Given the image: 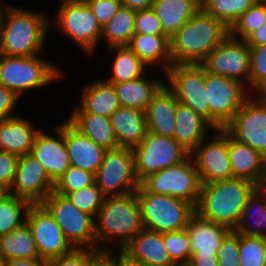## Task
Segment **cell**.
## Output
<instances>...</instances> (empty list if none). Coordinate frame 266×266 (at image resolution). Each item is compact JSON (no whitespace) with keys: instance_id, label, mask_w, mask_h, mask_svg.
Listing matches in <instances>:
<instances>
[{"instance_id":"cell-1","label":"cell","mask_w":266,"mask_h":266,"mask_svg":"<svg viewBox=\"0 0 266 266\" xmlns=\"http://www.w3.org/2000/svg\"><path fill=\"white\" fill-rule=\"evenodd\" d=\"M49 30L50 18L44 12L6 3L0 16V54L40 55Z\"/></svg>"},{"instance_id":"cell-2","label":"cell","mask_w":266,"mask_h":266,"mask_svg":"<svg viewBox=\"0 0 266 266\" xmlns=\"http://www.w3.org/2000/svg\"><path fill=\"white\" fill-rule=\"evenodd\" d=\"M143 229L136 191L122 196H106L95 217L97 249L111 251L118 247L122 250Z\"/></svg>"},{"instance_id":"cell-3","label":"cell","mask_w":266,"mask_h":266,"mask_svg":"<svg viewBox=\"0 0 266 266\" xmlns=\"http://www.w3.org/2000/svg\"><path fill=\"white\" fill-rule=\"evenodd\" d=\"M229 35V28L200 8L170 37L173 64H200Z\"/></svg>"},{"instance_id":"cell-4","label":"cell","mask_w":266,"mask_h":266,"mask_svg":"<svg viewBox=\"0 0 266 266\" xmlns=\"http://www.w3.org/2000/svg\"><path fill=\"white\" fill-rule=\"evenodd\" d=\"M256 184L242 178L201 184L195 212L202 218L234 230Z\"/></svg>"},{"instance_id":"cell-5","label":"cell","mask_w":266,"mask_h":266,"mask_svg":"<svg viewBox=\"0 0 266 266\" xmlns=\"http://www.w3.org/2000/svg\"><path fill=\"white\" fill-rule=\"evenodd\" d=\"M59 67L39 55L19 57L0 54V85L21 98L30 90L44 89L64 77V71Z\"/></svg>"},{"instance_id":"cell-6","label":"cell","mask_w":266,"mask_h":266,"mask_svg":"<svg viewBox=\"0 0 266 266\" xmlns=\"http://www.w3.org/2000/svg\"><path fill=\"white\" fill-rule=\"evenodd\" d=\"M50 21V26H56L60 34L71 39L85 54H96L102 27L85 0H61Z\"/></svg>"},{"instance_id":"cell-7","label":"cell","mask_w":266,"mask_h":266,"mask_svg":"<svg viewBox=\"0 0 266 266\" xmlns=\"http://www.w3.org/2000/svg\"><path fill=\"white\" fill-rule=\"evenodd\" d=\"M144 228L156 232H171L187 227L195 207L187 201L169 195L148 192L141 184L136 190Z\"/></svg>"},{"instance_id":"cell-8","label":"cell","mask_w":266,"mask_h":266,"mask_svg":"<svg viewBox=\"0 0 266 266\" xmlns=\"http://www.w3.org/2000/svg\"><path fill=\"white\" fill-rule=\"evenodd\" d=\"M140 184L150 193L169 195L197 206L201 180L191 155L184 161L149 174Z\"/></svg>"},{"instance_id":"cell-9","label":"cell","mask_w":266,"mask_h":266,"mask_svg":"<svg viewBox=\"0 0 266 266\" xmlns=\"http://www.w3.org/2000/svg\"><path fill=\"white\" fill-rule=\"evenodd\" d=\"M41 204L54 217L74 248L97 249L94 216L82 212L67 196L54 191Z\"/></svg>"},{"instance_id":"cell-10","label":"cell","mask_w":266,"mask_h":266,"mask_svg":"<svg viewBox=\"0 0 266 266\" xmlns=\"http://www.w3.org/2000/svg\"><path fill=\"white\" fill-rule=\"evenodd\" d=\"M205 90L210 104V125L223 129L252 95L240 81L205 71Z\"/></svg>"},{"instance_id":"cell-11","label":"cell","mask_w":266,"mask_h":266,"mask_svg":"<svg viewBox=\"0 0 266 266\" xmlns=\"http://www.w3.org/2000/svg\"><path fill=\"white\" fill-rule=\"evenodd\" d=\"M165 85L176 100L210 124V104L205 90V69L200 64H172L165 72Z\"/></svg>"},{"instance_id":"cell-12","label":"cell","mask_w":266,"mask_h":266,"mask_svg":"<svg viewBox=\"0 0 266 266\" xmlns=\"http://www.w3.org/2000/svg\"><path fill=\"white\" fill-rule=\"evenodd\" d=\"M132 150L135 174L139 182L151 173L186 160L191 154L174 138L149 131Z\"/></svg>"},{"instance_id":"cell-13","label":"cell","mask_w":266,"mask_h":266,"mask_svg":"<svg viewBox=\"0 0 266 266\" xmlns=\"http://www.w3.org/2000/svg\"><path fill=\"white\" fill-rule=\"evenodd\" d=\"M95 183L105 196H122L136 191L140 182L135 174L133 150L126 147L106 150L95 174Z\"/></svg>"},{"instance_id":"cell-14","label":"cell","mask_w":266,"mask_h":266,"mask_svg":"<svg viewBox=\"0 0 266 266\" xmlns=\"http://www.w3.org/2000/svg\"><path fill=\"white\" fill-rule=\"evenodd\" d=\"M223 129L266 158V94H252Z\"/></svg>"},{"instance_id":"cell-15","label":"cell","mask_w":266,"mask_h":266,"mask_svg":"<svg viewBox=\"0 0 266 266\" xmlns=\"http://www.w3.org/2000/svg\"><path fill=\"white\" fill-rule=\"evenodd\" d=\"M190 155L196 164L201 184L233 178L228 154V133L224 129H214L212 135L203 139Z\"/></svg>"},{"instance_id":"cell-16","label":"cell","mask_w":266,"mask_h":266,"mask_svg":"<svg viewBox=\"0 0 266 266\" xmlns=\"http://www.w3.org/2000/svg\"><path fill=\"white\" fill-rule=\"evenodd\" d=\"M250 46L230 35L200 63L205 71L236 79L249 89Z\"/></svg>"},{"instance_id":"cell-17","label":"cell","mask_w":266,"mask_h":266,"mask_svg":"<svg viewBox=\"0 0 266 266\" xmlns=\"http://www.w3.org/2000/svg\"><path fill=\"white\" fill-rule=\"evenodd\" d=\"M40 259L45 262L70 252L74 247L66 239L54 217L41 204H31L26 214Z\"/></svg>"},{"instance_id":"cell-18","label":"cell","mask_w":266,"mask_h":266,"mask_svg":"<svg viewBox=\"0 0 266 266\" xmlns=\"http://www.w3.org/2000/svg\"><path fill=\"white\" fill-rule=\"evenodd\" d=\"M50 127V134L42 129L37 133L30 154L43 165L55 182L71 165L65 144V119Z\"/></svg>"},{"instance_id":"cell-19","label":"cell","mask_w":266,"mask_h":266,"mask_svg":"<svg viewBox=\"0 0 266 266\" xmlns=\"http://www.w3.org/2000/svg\"><path fill=\"white\" fill-rule=\"evenodd\" d=\"M54 189V182L43 165L31 154L19 156L14 180L8 192L27 199L31 204L41 203Z\"/></svg>"},{"instance_id":"cell-20","label":"cell","mask_w":266,"mask_h":266,"mask_svg":"<svg viewBox=\"0 0 266 266\" xmlns=\"http://www.w3.org/2000/svg\"><path fill=\"white\" fill-rule=\"evenodd\" d=\"M131 259L146 266H177L165 248L163 233L141 230L122 249Z\"/></svg>"},{"instance_id":"cell-21","label":"cell","mask_w":266,"mask_h":266,"mask_svg":"<svg viewBox=\"0 0 266 266\" xmlns=\"http://www.w3.org/2000/svg\"><path fill=\"white\" fill-rule=\"evenodd\" d=\"M65 144L67 146L70 165L89 171L94 175L100 167L106 149L81 134L65 119Z\"/></svg>"},{"instance_id":"cell-22","label":"cell","mask_w":266,"mask_h":266,"mask_svg":"<svg viewBox=\"0 0 266 266\" xmlns=\"http://www.w3.org/2000/svg\"><path fill=\"white\" fill-rule=\"evenodd\" d=\"M21 115L0 121V150L18 156L30 154L37 133L43 127Z\"/></svg>"},{"instance_id":"cell-23","label":"cell","mask_w":266,"mask_h":266,"mask_svg":"<svg viewBox=\"0 0 266 266\" xmlns=\"http://www.w3.org/2000/svg\"><path fill=\"white\" fill-rule=\"evenodd\" d=\"M176 108V97L164 84L153 96L145 111L148 131L173 138Z\"/></svg>"},{"instance_id":"cell-24","label":"cell","mask_w":266,"mask_h":266,"mask_svg":"<svg viewBox=\"0 0 266 266\" xmlns=\"http://www.w3.org/2000/svg\"><path fill=\"white\" fill-rule=\"evenodd\" d=\"M66 120L81 134L104 149L109 150L119 147L109 117L87 113L77 104L71 110L69 116L66 117Z\"/></svg>"},{"instance_id":"cell-25","label":"cell","mask_w":266,"mask_h":266,"mask_svg":"<svg viewBox=\"0 0 266 266\" xmlns=\"http://www.w3.org/2000/svg\"><path fill=\"white\" fill-rule=\"evenodd\" d=\"M228 154L233 178L258 184L266 176V158L250 146L238 142L228 134Z\"/></svg>"},{"instance_id":"cell-26","label":"cell","mask_w":266,"mask_h":266,"mask_svg":"<svg viewBox=\"0 0 266 266\" xmlns=\"http://www.w3.org/2000/svg\"><path fill=\"white\" fill-rule=\"evenodd\" d=\"M186 230L192 255H217L223 238L230 231L227 226L202 218L196 212L190 217Z\"/></svg>"},{"instance_id":"cell-27","label":"cell","mask_w":266,"mask_h":266,"mask_svg":"<svg viewBox=\"0 0 266 266\" xmlns=\"http://www.w3.org/2000/svg\"><path fill=\"white\" fill-rule=\"evenodd\" d=\"M127 47L151 69L160 68L158 70H162V74L173 64L170 54V37L168 35L134 33Z\"/></svg>"},{"instance_id":"cell-28","label":"cell","mask_w":266,"mask_h":266,"mask_svg":"<svg viewBox=\"0 0 266 266\" xmlns=\"http://www.w3.org/2000/svg\"><path fill=\"white\" fill-rule=\"evenodd\" d=\"M110 119L119 147L133 149L148 132L146 114L140 109L120 106Z\"/></svg>"},{"instance_id":"cell-29","label":"cell","mask_w":266,"mask_h":266,"mask_svg":"<svg viewBox=\"0 0 266 266\" xmlns=\"http://www.w3.org/2000/svg\"><path fill=\"white\" fill-rule=\"evenodd\" d=\"M173 138L190 153L214 128L188 106L177 101Z\"/></svg>"},{"instance_id":"cell-30","label":"cell","mask_w":266,"mask_h":266,"mask_svg":"<svg viewBox=\"0 0 266 266\" xmlns=\"http://www.w3.org/2000/svg\"><path fill=\"white\" fill-rule=\"evenodd\" d=\"M80 104L85 112L109 117L120 107L119 99L112 83L97 79L81 90Z\"/></svg>"},{"instance_id":"cell-31","label":"cell","mask_w":266,"mask_h":266,"mask_svg":"<svg viewBox=\"0 0 266 266\" xmlns=\"http://www.w3.org/2000/svg\"><path fill=\"white\" fill-rule=\"evenodd\" d=\"M144 76L127 82L112 83L119 99L120 106L131 107L146 111L149 102L165 81L157 78L152 79ZM147 77V78H146Z\"/></svg>"},{"instance_id":"cell-32","label":"cell","mask_w":266,"mask_h":266,"mask_svg":"<svg viewBox=\"0 0 266 266\" xmlns=\"http://www.w3.org/2000/svg\"><path fill=\"white\" fill-rule=\"evenodd\" d=\"M153 10L171 37L201 8L200 0H155Z\"/></svg>"},{"instance_id":"cell-33","label":"cell","mask_w":266,"mask_h":266,"mask_svg":"<svg viewBox=\"0 0 266 266\" xmlns=\"http://www.w3.org/2000/svg\"><path fill=\"white\" fill-rule=\"evenodd\" d=\"M109 53L114 52L111 63V74L105 80L109 83H121L132 81L144 76L149 70L154 73L146 63H144L127 46L107 48Z\"/></svg>"},{"instance_id":"cell-34","label":"cell","mask_w":266,"mask_h":266,"mask_svg":"<svg viewBox=\"0 0 266 266\" xmlns=\"http://www.w3.org/2000/svg\"><path fill=\"white\" fill-rule=\"evenodd\" d=\"M0 254L6 261L40 259L35 240L26 222L15 230L0 235Z\"/></svg>"},{"instance_id":"cell-35","label":"cell","mask_w":266,"mask_h":266,"mask_svg":"<svg viewBox=\"0 0 266 266\" xmlns=\"http://www.w3.org/2000/svg\"><path fill=\"white\" fill-rule=\"evenodd\" d=\"M136 10L121 6L115 15L102 27L100 42L106 48L127 46L134 32Z\"/></svg>"},{"instance_id":"cell-36","label":"cell","mask_w":266,"mask_h":266,"mask_svg":"<svg viewBox=\"0 0 266 266\" xmlns=\"http://www.w3.org/2000/svg\"><path fill=\"white\" fill-rule=\"evenodd\" d=\"M234 231L243 235L266 238V206L256 191L248 198Z\"/></svg>"},{"instance_id":"cell-37","label":"cell","mask_w":266,"mask_h":266,"mask_svg":"<svg viewBox=\"0 0 266 266\" xmlns=\"http://www.w3.org/2000/svg\"><path fill=\"white\" fill-rule=\"evenodd\" d=\"M30 205L27 199L7 192L0 199V235L7 234L25 223Z\"/></svg>"},{"instance_id":"cell-38","label":"cell","mask_w":266,"mask_h":266,"mask_svg":"<svg viewBox=\"0 0 266 266\" xmlns=\"http://www.w3.org/2000/svg\"><path fill=\"white\" fill-rule=\"evenodd\" d=\"M258 0H200L201 8L228 28Z\"/></svg>"},{"instance_id":"cell-39","label":"cell","mask_w":266,"mask_h":266,"mask_svg":"<svg viewBox=\"0 0 266 266\" xmlns=\"http://www.w3.org/2000/svg\"><path fill=\"white\" fill-rule=\"evenodd\" d=\"M264 23H266V3L258 0L233 23L229 28V35L237 40H245Z\"/></svg>"},{"instance_id":"cell-40","label":"cell","mask_w":266,"mask_h":266,"mask_svg":"<svg viewBox=\"0 0 266 266\" xmlns=\"http://www.w3.org/2000/svg\"><path fill=\"white\" fill-rule=\"evenodd\" d=\"M240 266H265L266 238L239 234Z\"/></svg>"},{"instance_id":"cell-41","label":"cell","mask_w":266,"mask_h":266,"mask_svg":"<svg viewBox=\"0 0 266 266\" xmlns=\"http://www.w3.org/2000/svg\"><path fill=\"white\" fill-rule=\"evenodd\" d=\"M165 248L171 260L177 266H187L191 258V242L185 229L179 231L163 232Z\"/></svg>"},{"instance_id":"cell-42","label":"cell","mask_w":266,"mask_h":266,"mask_svg":"<svg viewBox=\"0 0 266 266\" xmlns=\"http://www.w3.org/2000/svg\"><path fill=\"white\" fill-rule=\"evenodd\" d=\"M95 183V175L89 171L70 166L65 173L54 182V192L67 195Z\"/></svg>"},{"instance_id":"cell-43","label":"cell","mask_w":266,"mask_h":266,"mask_svg":"<svg viewBox=\"0 0 266 266\" xmlns=\"http://www.w3.org/2000/svg\"><path fill=\"white\" fill-rule=\"evenodd\" d=\"M66 196L79 210L94 217L97 216L106 197L96 183L70 192Z\"/></svg>"},{"instance_id":"cell-44","label":"cell","mask_w":266,"mask_h":266,"mask_svg":"<svg viewBox=\"0 0 266 266\" xmlns=\"http://www.w3.org/2000/svg\"><path fill=\"white\" fill-rule=\"evenodd\" d=\"M249 91L266 94V44L250 48Z\"/></svg>"},{"instance_id":"cell-45","label":"cell","mask_w":266,"mask_h":266,"mask_svg":"<svg viewBox=\"0 0 266 266\" xmlns=\"http://www.w3.org/2000/svg\"><path fill=\"white\" fill-rule=\"evenodd\" d=\"M101 252L93 248H73L68 253L46 261V266H90Z\"/></svg>"},{"instance_id":"cell-46","label":"cell","mask_w":266,"mask_h":266,"mask_svg":"<svg viewBox=\"0 0 266 266\" xmlns=\"http://www.w3.org/2000/svg\"><path fill=\"white\" fill-rule=\"evenodd\" d=\"M239 233L230 230L223 238L217 252L219 266H240Z\"/></svg>"},{"instance_id":"cell-47","label":"cell","mask_w":266,"mask_h":266,"mask_svg":"<svg viewBox=\"0 0 266 266\" xmlns=\"http://www.w3.org/2000/svg\"><path fill=\"white\" fill-rule=\"evenodd\" d=\"M134 32L148 35H167L152 7L136 10Z\"/></svg>"},{"instance_id":"cell-48","label":"cell","mask_w":266,"mask_h":266,"mask_svg":"<svg viewBox=\"0 0 266 266\" xmlns=\"http://www.w3.org/2000/svg\"><path fill=\"white\" fill-rule=\"evenodd\" d=\"M89 8L103 27L122 6L120 0H85Z\"/></svg>"},{"instance_id":"cell-49","label":"cell","mask_w":266,"mask_h":266,"mask_svg":"<svg viewBox=\"0 0 266 266\" xmlns=\"http://www.w3.org/2000/svg\"><path fill=\"white\" fill-rule=\"evenodd\" d=\"M19 156L0 150V185L10 189L17 169Z\"/></svg>"},{"instance_id":"cell-50","label":"cell","mask_w":266,"mask_h":266,"mask_svg":"<svg viewBox=\"0 0 266 266\" xmlns=\"http://www.w3.org/2000/svg\"><path fill=\"white\" fill-rule=\"evenodd\" d=\"M19 98L10 89L0 85V121L18 115L15 113L16 106L19 103Z\"/></svg>"},{"instance_id":"cell-51","label":"cell","mask_w":266,"mask_h":266,"mask_svg":"<svg viewBox=\"0 0 266 266\" xmlns=\"http://www.w3.org/2000/svg\"><path fill=\"white\" fill-rule=\"evenodd\" d=\"M250 48L266 44V23L262 24L244 40Z\"/></svg>"},{"instance_id":"cell-52","label":"cell","mask_w":266,"mask_h":266,"mask_svg":"<svg viewBox=\"0 0 266 266\" xmlns=\"http://www.w3.org/2000/svg\"><path fill=\"white\" fill-rule=\"evenodd\" d=\"M90 266H116V250L102 251Z\"/></svg>"},{"instance_id":"cell-53","label":"cell","mask_w":266,"mask_h":266,"mask_svg":"<svg viewBox=\"0 0 266 266\" xmlns=\"http://www.w3.org/2000/svg\"><path fill=\"white\" fill-rule=\"evenodd\" d=\"M187 266H219L217 255H191Z\"/></svg>"},{"instance_id":"cell-54","label":"cell","mask_w":266,"mask_h":266,"mask_svg":"<svg viewBox=\"0 0 266 266\" xmlns=\"http://www.w3.org/2000/svg\"><path fill=\"white\" fill-rule=\"evenodd\" d=\"M5 266H46L42 259H12L6 261Z\"/></svg>"},{"instance_id":"cell-55","label":"cell","mask_w":266,"mask_h":266,"mask_svg":"<svg viewBox=\"0 0 266 266\" xmlns=\"http://www.w3.org/2000/svg\"><path fill=\"white\" fill-rule=\"evenodd\" d=\"M116 266H146V265L131 259L122 250L116 249Z\"/></svg>"},{"instance_id":"cell-56","label":"cell","mask_w":266,"mask_h":266,"mask_svg":"<svg viewBox=\"0 0 266 266\" xmlns=\"http://www.w3.org/2000/svg\"><path fill=\"white\" fill-rule=\"evenodd\" d=\"M122 6L131 9H147L151 8L155 0H120Z\"/></svg>"},{"instance_id":"cell-57","label":"cell","mask_w":266,"mask_h":266,"mask_svg":"<svg viewBox=\"0 0 266 266\" xmlns=\"http://www.w3.org/2000/svg\"><path fill=\"white\" fill-rule=\"evenodd\" d=\"M255 191L261 196L266 206V176L256 184Z\"/></svg>"},{"instance_id":"cell-58","label":"cell","mask_w":266,"mask_h":266,"mask_svg":"<svg viewBox=\"0 0 266 266\" xmlns=\"http://www.w3.org/2000/svg\"><path fill=\"white\" fill-rule=\"evenodd\" d=\"M7 192H8V191L0 185V199H1V198H2Z\"/></svg>"},{"instance_id":"cell-59","label":"cell","mask_w":266,"mask_h":266,"mask_svg":"<svg viewBox=\"0 0 266 266\" xmlns=\"http://www.w3.org/2000/svg\"><path fill=\"white\" fill-rule=\"evenodd\" d=\"M5 5H6V2L4 4V1L3 0L2 1L0 0V16H1L2 10H3V8H4Z\"/></svg>"},{"instance_id":"cell-60","label":"cell","mask_w":266,"mask_h":266,"mask_svg":"<svg viewBox=\"0 0 266 266\" xmlns=\"http://www.w3.org/2000/svg\"><path fill=\"white\" fill-rule=\"evenodd\" d=\"M6 260L0 254V266H5Z\"/></svg>"}]
</instances>
